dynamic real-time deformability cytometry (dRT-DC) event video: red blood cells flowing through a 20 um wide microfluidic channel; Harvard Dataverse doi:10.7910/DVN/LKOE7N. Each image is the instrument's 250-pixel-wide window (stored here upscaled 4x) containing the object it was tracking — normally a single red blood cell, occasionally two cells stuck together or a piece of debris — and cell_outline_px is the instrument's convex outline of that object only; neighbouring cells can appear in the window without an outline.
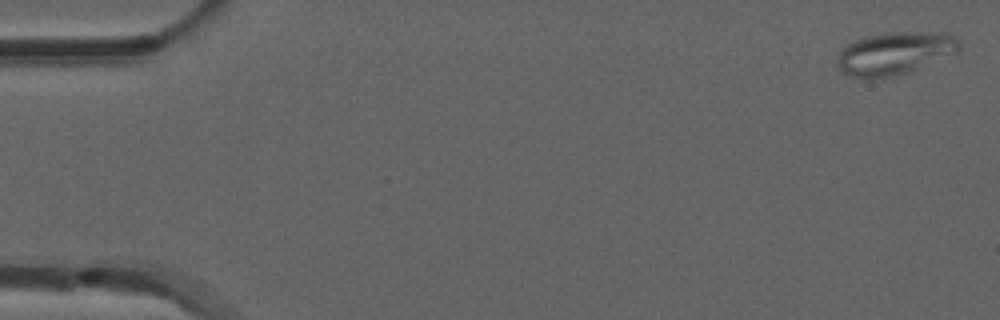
{"species": "common noctule bat (a hibernating species)", "species_latin": "Nyctalus noctula", "temperature_condition": "room temperature", "stored_images_in_passage": 5, "segment_of_instrument_passage": [1, 2], "camera_frame_rate_fps": 3000, "um_per_image_px": 0.085, "animal": {"sex": "male", "forearm_length_mm": 52.5}, "frame": {"image": 1, "passage_image": 1, "time_ms": 0.0, "image_size_px": [1000, 320], "cell_outline_px": [[960, 52], [908, 72], [872, 80], [864, 80], [852, 76], [844, 72], [836, 64], [836, 60], [840, 48], [864, 36], [892, 32], [948, 32], [956, 36], [960, 40]], "centroid_in_image_um": [76.07, 4.53], "position_along_channel_um": 8.9, "area_um2": 30.92}}
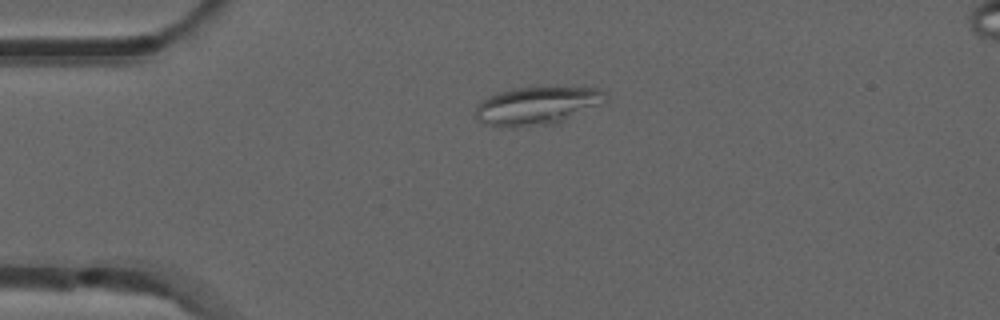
{"frame": {"image": 2, "passage_image": 4, "time_ms": 1.0, "image_size_px": [1000, 320], "cell_outline_px": [[608, 100], [556, 124], [512, 128], [488, 124], [476, 120], [476, 104], [480, 100], [496, 92], [512, 88], [548, 84], [556, 84], [600, 88], [608, 92]], "centroid_in_image_um": [45.69, 8.92], "position_along_channel_um": 39.3, "area_um2": 30.35}}